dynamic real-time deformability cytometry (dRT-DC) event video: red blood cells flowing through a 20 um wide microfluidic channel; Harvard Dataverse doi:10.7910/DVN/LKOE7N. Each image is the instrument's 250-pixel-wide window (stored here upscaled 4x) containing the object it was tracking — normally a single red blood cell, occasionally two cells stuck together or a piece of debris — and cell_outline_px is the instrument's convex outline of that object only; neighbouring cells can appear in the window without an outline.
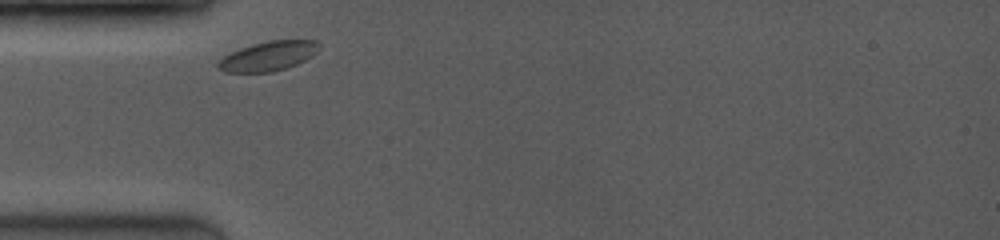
{"species": "common noctule bat (a hibernating species)", "species_latin": "Nyctalus noctula", "temperature_condition": "room temperature", "stored_images_in_passage": 12, "camera_frame_rate_fps": 3500, "um_per_image_px": 0.085, "animal": {"sex": "female", "body_mass_g": 19.0, "forearm_length_mm": 53.3}, "frame": {"image": 1, "passage_image": 1, "time_ms": 0.0, "image_size_px": [1000, 240], "cell_outline_px": [[320, 48], [312, 56], [296, 64], [272, 72], [224, 72], [216, 68], [216, 64], [224, 56], [240, 48], [252, 44], [268, 40], [316, 40], [320, 44]], "centroid_in_image_um": [22.8, 4.76], "position_along_channel_um": 62.2, "area_um2": 17.34}}
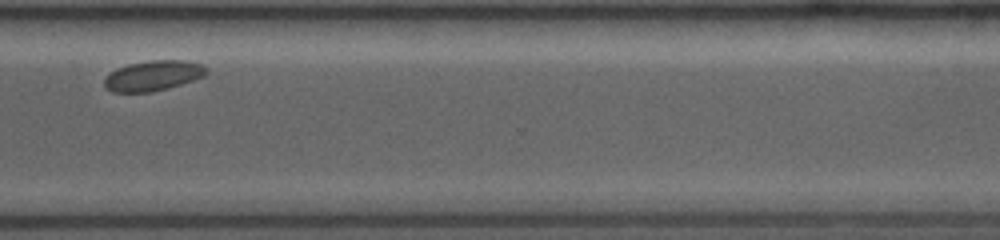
{"frame": {"image": 2, "passage_image": 9, "time_ms": 8.0, "image_size_px": [1000, 240], "cell_outline_px": [[208, 72], [204, 76], [168, 88], [152, 92], [112, 92], [104, 88], [104, 76], [108, 72], [116, 68], [128, 64], [152, 60], [184, 60], [200, 64], [208, 68]], "centroid_in_image_um": [12.96, 6.43], "position_along_channel_um": 357.6, "area_um2": 18.15}}
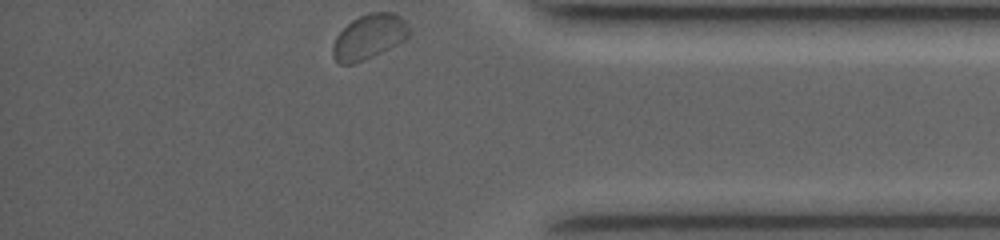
{"frame": {"image": 3, "passage_image": 12, "time_ms": 9.429, "image_size_px": [1000, 240], "cell_outline_px": [[408, 36], [404, 40], [364, 60], [352, 64], [340, 64], [332, 56], [332, 44], [336, 36], [352, 20], [368, 12], [392, 12], [400, 16], [408, 24]], "centroid_in_image_um": [31.33, 3.12], "position_along_channel_um": 403.9, "area_um2": 19.65}}